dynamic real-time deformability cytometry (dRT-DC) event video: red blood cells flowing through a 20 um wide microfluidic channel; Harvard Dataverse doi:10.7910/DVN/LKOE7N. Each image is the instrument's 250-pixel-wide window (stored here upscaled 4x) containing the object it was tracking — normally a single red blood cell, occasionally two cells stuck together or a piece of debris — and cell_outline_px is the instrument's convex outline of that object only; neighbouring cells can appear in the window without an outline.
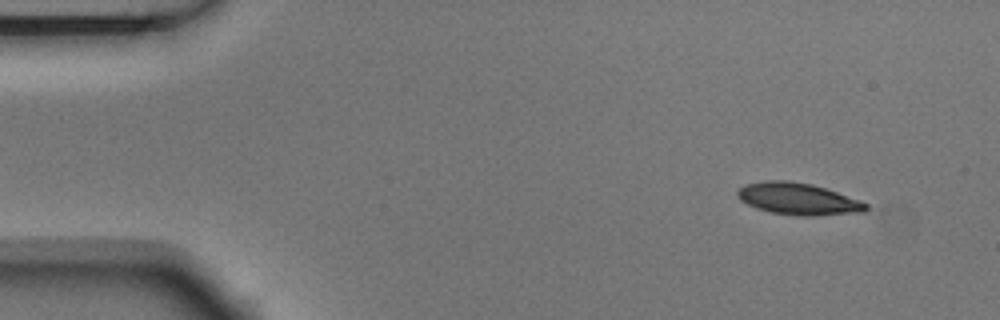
{"species": "Egyptian fruit bat (a non-hibernating species)", "species_latin": "Rousettus aegyptiacus", "temperature_condition": "room temperature", "stored_images_in_passage": 5, "segment_of_instrument_passage": [2, 2], "camera_frame_rate_fps": 3000, "um_per_image_px": 0.085, "animal": {"sex": "male"}, "frame": {"image": 1, "passage_image": 5, "time_ms": 1.333, "image_size_px": [1000, 320], "cell_outline_px": [[868, 208], [864, 212], [812, 216], [800, 216], [772, 212], [756, 208], [740, 200], [736, 196], [736, 192], [744, 184], [764, 180], [788, 180], [812, 184], [860, 200], [868, 204]], "centroid_in_image_um": [67.82, 16.9], "position_along_channel_um": 17.2, "area_um2": 23.87}}